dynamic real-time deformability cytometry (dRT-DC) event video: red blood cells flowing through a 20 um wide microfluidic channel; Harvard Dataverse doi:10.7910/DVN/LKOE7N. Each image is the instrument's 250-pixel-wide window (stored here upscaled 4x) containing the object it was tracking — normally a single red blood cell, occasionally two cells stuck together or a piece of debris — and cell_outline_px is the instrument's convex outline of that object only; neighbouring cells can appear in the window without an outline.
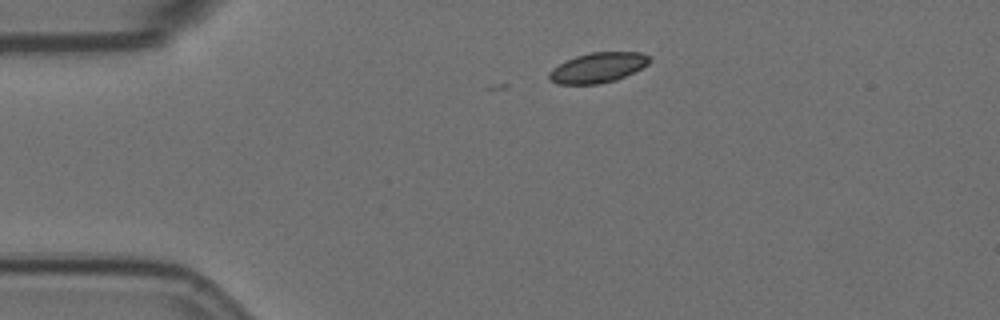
{"species": "Egyptian fruit bat (a non-hibernating species)", "species_latin": "Rousettus aegyptiacus", "temperature_condition": "room temperature", "stored_images_in_passage": 4, "camera_frame_rate_fps": 3000, "um_per_image_px": 0.085, "animal": {"sex": "female"}, "frame": {"image": 1, "passage_image": 1, "time_ms": 0.0, "image_size_px": [1000, 320], "cell_outline_px": [[652, 60], [648, 64], [616, 80], [596, 84], [556, 84], [548, 80], [548, 72], [552, 68], [576, 56], [592, 52], [640, 52], [652, 56]], "centroid_in_image_um": [50.81, 5.75], "position_along_channel_um": 34.2, "area_um2": 17.57}}